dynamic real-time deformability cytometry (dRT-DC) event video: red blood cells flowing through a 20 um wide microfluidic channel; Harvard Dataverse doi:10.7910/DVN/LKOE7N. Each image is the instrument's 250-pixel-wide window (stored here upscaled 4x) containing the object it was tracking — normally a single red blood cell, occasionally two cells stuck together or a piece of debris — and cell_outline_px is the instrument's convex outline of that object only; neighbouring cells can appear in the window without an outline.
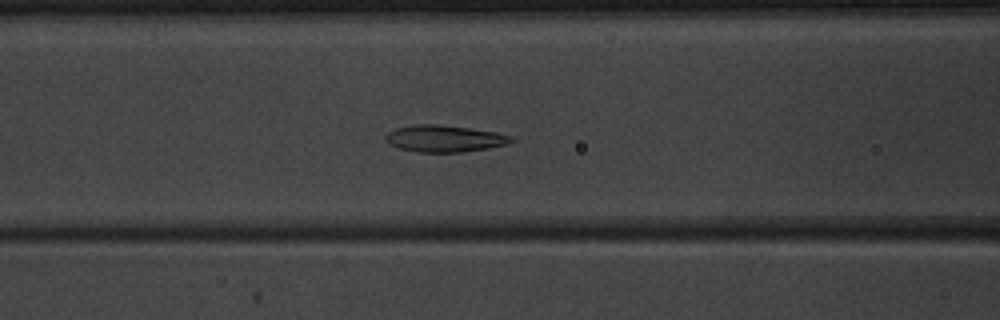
{"species": "common noctule bat (a hibernating species)", "species_latin": "Nyctalus noctula", "temperature_condition": "warm", "stored_images_in_passage": 52, "camera_frame_rate_fps": 3000, "um_per_image_px": 0.085, "animal": {"sex": "male", "body_mass_g": 20.1, "forearm_length_mm": 53.5}, "frame": {"image": 1, "passage_image": 23, "time_ms": 7.333, "image_size_px": [1000, 320], "cell_outline_px": [[516, 140], [508, 144], [488, 148], [460, 152], [416, 152], [400, 148], [388, 144], [384, 140], [384, 136], [388, 132], [396, 128], [416, 124], [436, 124], [468, 128], [496, 132], [516, 136]], "centroid_in_image_um": [37.8, 11.78], "position_along_channel_um": 128.8, "area_um2": 19.77}}
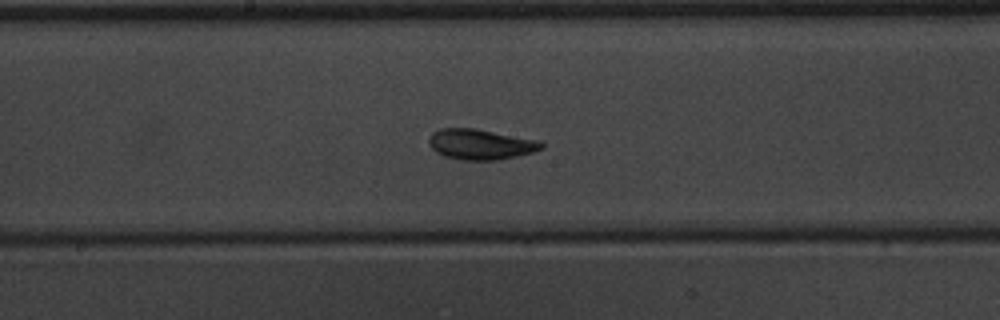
{"frame": {"image": 2, "passage_image": 29, "time_ms": 9.333, "image_size_px": [1000, 320], "cell_outline_px": [[544, 148], [532, 152], [516, 156], [496, 160], [460, 160], [444, 156], [436, 152], [428, 144], [428, 136], [432, 132], [440, 128], [476, 128], [544, 140]], "centroid_in_image_um": [40.87, 12.25], "position_along_channel_um": 207.3, "area_um2": 20.46}}
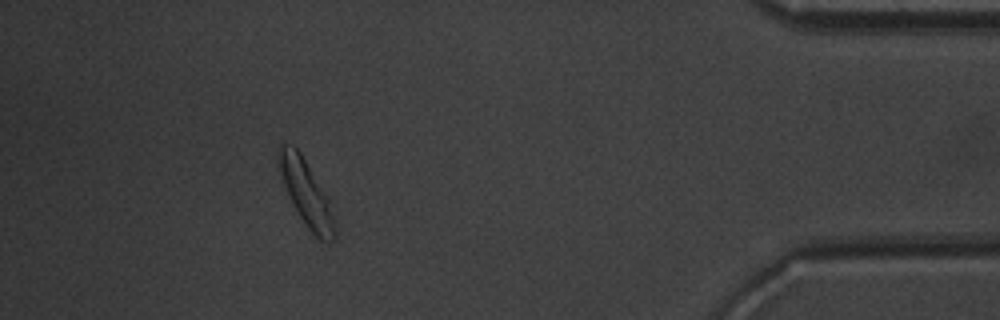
{"frame": {"image": 3, "passage_image": 48, "time_ms": 15.667, "image_size_px": [1000, 320], "cell_outline_px": [[336, 236], [328, 244], [320, 240], [308, 228], [300, 216], [284, 184], [276, 164], [276, 156], [280, 144], [284, 144], [296, 148], [300, 152], [328, 196], [336, 220]], "centroid_in_image_um": [26.06, 16.43], "position_along_channel_um": 409.1, "area_um2": 21.44}, "authors_computed_cell_mechanics": {"area_um2": 19.7098, "velocity_mm_per_s": 3.9255, "shape_relaxation_time_tau1_ms": 3.8178, "shape_relaxation_time_tau2_ms": 2.2307, "deformation_change_tau1": 0.1328, "deformation_change_tau2": 0.0616}}